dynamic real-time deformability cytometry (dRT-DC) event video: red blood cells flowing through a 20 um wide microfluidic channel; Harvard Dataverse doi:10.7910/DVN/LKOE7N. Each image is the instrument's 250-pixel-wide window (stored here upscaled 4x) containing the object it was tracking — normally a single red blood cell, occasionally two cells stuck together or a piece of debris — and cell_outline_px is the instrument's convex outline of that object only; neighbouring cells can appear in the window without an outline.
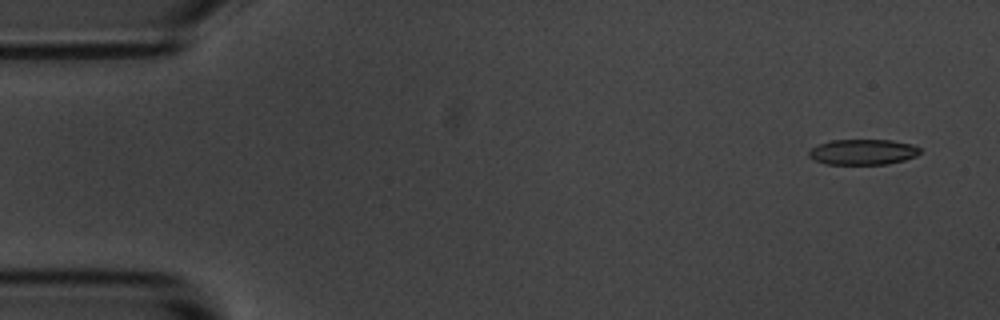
{"species": "common noctule bat (a hibernating species)", "species_latin": "Nyctalus noctula", "temperature_condition": "room temperature", "stored_images_in_passage": 4, "camera_frame_rate_fps": 3000, "um_per_image_px": 0.085, "animal": {"sex": "male", "body_mass_g": 20.1, "forearm_length_mm": 53.5}, "frame": {"image": 1, "passage_image": 1, "time_ms": 0.0, "image_size_px": [1000, 320], "cell_outline_px": [[920, 152], [916, 156], [904, 160], [888, 164], [824, 164], [808, 156], [808, 152], [816, 144], [828, 140], [892, 140], [912, 144], [920, 148]], "centroid_in_image_um": [73.32, 12.91], "position_along_channel_um": 11.7, "area_um2": 16.65}}
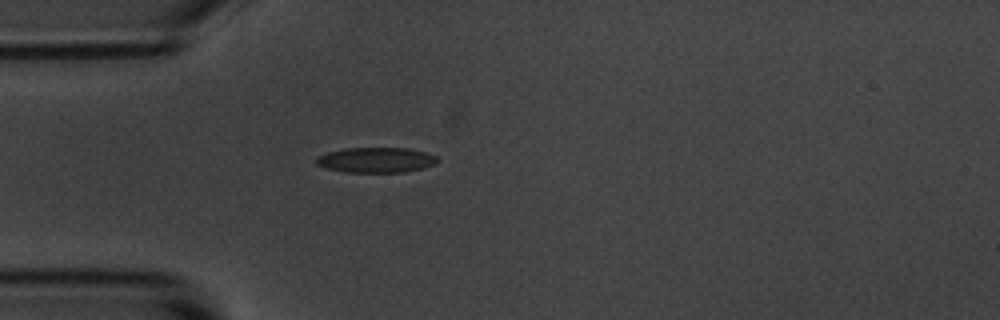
{"frame": {"image": 2, "passage_image": 4, "time_ms": 4.0, "image_size_px": [1000, 320], "cell_outline_px": [[436, 160], [432, 164], [420, 168], [404, 172], [344, 172], [328, 168], [316, 164], [316, 156], [328, 152], [344, 148], [408, 148], [424, 152], [436, 156]], "centroid_in_image_um": [31.89, 13.59], "position_along_channel_um": 53.1, "area_um2": 17.51}}